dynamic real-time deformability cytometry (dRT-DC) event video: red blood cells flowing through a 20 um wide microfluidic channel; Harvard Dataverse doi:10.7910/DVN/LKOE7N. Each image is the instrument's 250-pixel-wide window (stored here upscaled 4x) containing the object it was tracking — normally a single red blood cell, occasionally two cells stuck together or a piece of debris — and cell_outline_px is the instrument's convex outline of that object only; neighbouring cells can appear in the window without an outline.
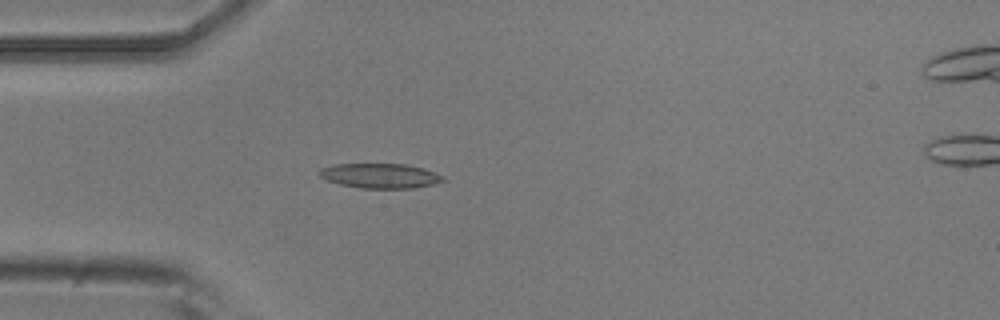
{"species": "common noctule bat (a hibernating species)", "species_latin": "Nyctalus noctula", "temperature_condition": "room temperature", "stored_images_in_passage": 4, "segment_of_instrument_passage": [1, 2], "camera_frame_rate_fps": 3000, "um_per_image_px": 0.085, "animal": {"sex": "male", "body_mass_g": 20.5, "forearm_length_mm": 52.5}, "frame": {"image": 1, "passage_image": 3, "time_ms": 0.667, "image_size_px": [1000, 320], "cell_outline_px": [[444, 180], [432, 184], [412, 188], [360, 188], [340, 184], [328, 180], [320, 176], [320, 168], [336, 164], [404, 164], [424, 168], [444, 176]], "centroid_in_image_um": [32.32, 14.94], "position_along_channel_um": 52.7, "area_um2": 17.63}}